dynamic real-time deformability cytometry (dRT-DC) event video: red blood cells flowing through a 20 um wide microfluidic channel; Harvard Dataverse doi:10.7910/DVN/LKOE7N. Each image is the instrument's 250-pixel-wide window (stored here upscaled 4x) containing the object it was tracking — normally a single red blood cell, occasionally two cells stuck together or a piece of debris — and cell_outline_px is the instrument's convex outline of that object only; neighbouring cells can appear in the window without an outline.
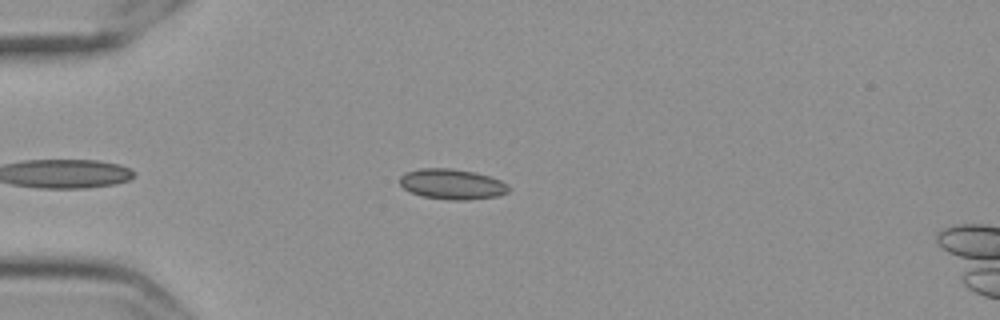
{"species": "Egyptian fruit bat (a non-hibernating species)", "species_latin": "Rousettus aegyptiacus", "temperature_condition": "cold", "stored_images_in_passage": 44, "camera_frame_rate_fps": 3000, "um_per_image_px": 0.085, "frame": {"image": 1, "passage_image": 6, "time_ms": 1.667, "image_size_px": [1000, 320], "cell_outline_px": [[512, 188], [508, 192], [496, 196], [464, 200], [452, 200], [420, 196], [404, 188], [400, 184], [400, 176], [404, 172], [420, 168], [452, 168], [476, 172], [500, 180], [508, 184]], "centroid_in_image_um": [38.43, 15.64], "position_along_channel_um": 46.6, "area_um2": 19.36}}
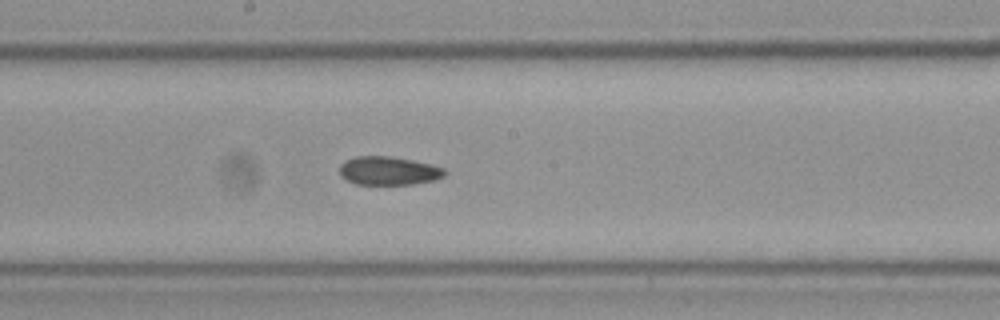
{"frame": {"image": 2, "passage_image": 22, "time_ms": 7.0, "image_size_px": [1000, 320], "cell_outline_px": [[448, 172], [444, 176], [432, 180], [412, 184], [356, 184], [340, 176], [340, 164], [344, 160], [356, 156], [388, 156], [412, 160], [432, 164], [444, 168]], "centroid_in_image_um": [33.02, 14.51], "position_along_channel_um": 215.2, "area_um2": 17.46}}
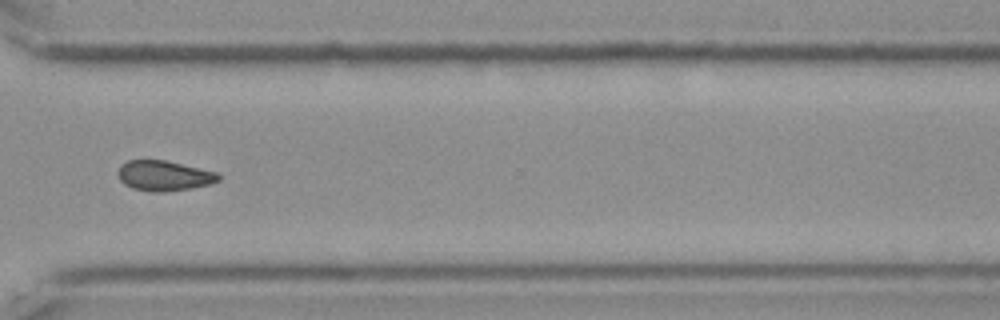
{"frame": {"image": 3, "passage_image": 34, "time_ms": 11.0, "image_size_px": [1000, 320], "cell_outline_px": [[220, 180], [208, 184], [192, 188], [164, 192], [156, 192], [132, 188], [124, 184], [120, 180], [116, 172], [120, 164], [128, 160], [164, 160], [216, 172], [220, 176]], "centroid_in_image_um": [13.89, 14.93], "position_along_channel_um": 356.7, "area_um2": 17.63}, "authors_computed_cell_mechanics": {"area_um2": 17.9758, "velocity_mm_per_s": 3.5418, "shape_relaxation_time_tau1_ms": null, "shape_relaxation_time_tau2_ms": 3.4759, "deformation_change_tau1": null, "deformation_change_tau2": 0.0608}}